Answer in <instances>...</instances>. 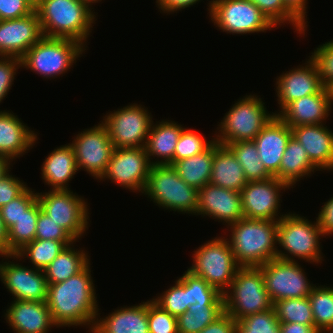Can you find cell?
Returning a JSON list of instances; mask_svg holds the SVG:
<instances>
[{
	"label": "cell",
	"instance_id": "6da1fadb",
	"mask_svg": "<svg viewBox=\"0 0 333 333\" xmlns=\"http://www.w3.org/2000/svg\"><path fill=\"white\" fill-rule=\"evenodd\" d=\"M90 265L63 282L48 284L46 303L57 328L84 325L92 332L100 309Z\"/></svg>",
	"mask_w": 333,
	"mask_h": 333
},
{
	"label": "cell",
	"instance_id": "7a4b0ae2",
	"mask_svg": "<svg viewBox=\"0 0 333 333\" xmlns=\"http://www.w3.org/2000/svg\"><path fill=\"white\" fill-rule=\"evenodd\" d=\"M227 228L231 233L226 239L240 267H258L277 258L278 221L243 217Z\"/></svg>",
	"mask_w": 333,
	"mask_h": 333
},
{
	"label": "cell",
	"instance_id": "3957f363",
	"mask_svg": "<svg viewBox=\"0 0 333 333\" xmlns=\"http://www.w3.org/2000/svg\"><path fill=\"white\" fill-rule=\"evenodd\" d=\"M92 9L80 0H40L35 10L44 36L71 39L87 48L97 20Z\"/></svg>",
	"mask_w": 333,
	"mask_h": 333
},
{
	"label": "cell",
	"instance_id": "277c9868",
	"mask_svg": "<svg viewBox=\"0 0 333 333\" xmlns=\"http://www.w3.org/2000/svg\"><path fill=\"white\" fill-rule=\"evenodd\" d=\"M320 237L325 236L317 219L312 222L299 214L286 212L278 221L277 245L282 248L277 250V258L285 261L301 259L312 264H321L324 256Z\"/></svg>",
	"mask_w": 333,
	"mask_h": 333
},
{
	"label": "cell",
	"instance_id": "5b68a950",
	"mask_svg": "<svg viewBox=\"0 0 333 333\" xmlns=\"http://www.w3.org/2000/svg\"><path fill=\"white\" fill-rule=\"evenodd\" d=\"M255 94L238 99L218 124L215 141L227 145L239 141H253L275 115L268 112L262 98Z\"/></svg>",
	"mask_w": 333,
	"mask_h": 333
},
{
	"label": "cell",
	"instance_id": "8992f818",
	"mask_svg": "<svg viewBox=\"0 0 333 333\" xmlns=\"http://www.w3.org/2000/svg\"><path fill=\"white\" fill-rule=\"evenodd\" d=\"M85 50L77 41L43 36L20 58L21 68L51 80L69 71Z\"/></svg>",
	"mask_w": 333,
	"mask_h": 333
},
{
	"label": "cell",
	"instance_id": "52a82bcc",
	"mask_svg": "<svg viewBox=\"0 0 333 333\" xmlns=\"http://www.w3.org/2000/svg\"><path fill=\"white\" fill-rule=\"evenodd\" d=\"M159 208L196 214L198 190L186 184L170 165H152L143 190Z\"/></svg>",
	"mask_w": 333,
	"mask_h": 333
},
{
	"label": "cell",
	"instance_id": "ba28073f",
	"mask_svg": "<svg viewBox=\"0 0 333 333\" xmlns=\"http://www.w3.org/2000/svg\"><path fill=\"white\" fill-rule=\"evenodd\" d=\"M225 312L236 321L273 308L266 291L261 270L258 267H240L223 293Z\"/></svg>",
	"mask_w": 333,
	"mask_h": 333
},
{
	"label": "cell",
	"instance_id": "9c48e42d",
	"mask_svg": "<svg viewBox=\"0 0 333 333\" xmlns=\"http://www.w3.org/2000/svg\"><path fill=\"white\" fill-rule=\"evenodd\" d=\"M192 259L193 263L187 271L204 279L221 294L230 287L240 268L225 236L212 238L198 247Z\"/></svg>",
	"mask_w": 333,
	"mask_h": 333
},
{
	"label": "cell",
	"instance_id": "30bf717a",
	"mask_svg": "<svg viewBox=\"0 0 333 333\" xmlns=\"http://www.w3.org/2000/svg\"><path fill=\"white\" fill-rule=\"evenodd\" d=\"M208 5L212 23L227 34L243 35L276 29L250 0H211Z\"/></svg>",
	"mask_w": 333,
	"mask_h": 333
},
{
	"label": "cell",
	"instance_id": "8fae6325",
	"mask_svg": "<svg viewBox=\"0 0 333 333\" xmlns=\"http://www.w3.org/2000/svg\"><path fill=\"white\" fill-rule=\"evenodd\" d=\"M152 118L148 108L131 103L108 112L102 122L107 127L114 148H143L153 123Z\"/></svg>",
	"mask_w": 333,
	"mask_h": 333
},
{
	"label": "cell",
	"instance_id": "7c38bea8",
	"mask_svg": "<svg viewBox=\"0 0 333 333\" xmlns=\"http://www.w3.org/2000/svg\"><path fill=\"white\" fill-rule=\"evenodd\" d=\"M41 209L62 226L77 242L89 229V206L86 199L70 190L37 193Z\"/></svg>",
	"mask_w": 333,
	"mask_h": 333
},
{
	"label": "cell",
	"instance_id": "4fadbf2b",
	"mask_svg": "<svg viewBox=\"0 0 333 333\" xmlns=\"http://www.w3.org/2000/svg\"><path fill=\"white\" fill-rule=\"evenodd\" d=\"M258 268L273 303L288 298L308 297L316 285L307 279L304 268L297 261L276 258Z\"/></svg>",
	"mask_w": 333,
	"mask_h": 333
},
{
	"label": "cell",
	"instance_id": "5bb4252c",
	"mask_svg": "<svg viewBox=\"0 0 333 333\" xmlns=\"http://www.w3.org/2000/svg\"><path fill=\"white\" fill-rule=\"evenodd\" d=\"M152 164L143 148H114L105 172L98 180L143 193Z\"/></svg>",
	"mask_w": 333,
	"mask_h": 333
},
{
	"label": "cell",
	"instance_id": "9a60e30c",
	"mask_svg": "<svg viewBox=\"0 0 333 333\" xmlns=\"http://www.w3.org/2000/svg\"><path fill=\"white\" fill-rule=\"evenodd\" d=\"M100 122L74 135L69 143L74 150L78 171L83 169L94 179H99L105 172L114 149L107 127Z\"/></svg>",
	"mask_w": 333,
	"mask_h": 333
},
{
	"label": "cell",
	"instance_id": "2e32d148",
	"mask_svg": "<svg viewBox=\"0 0 333 333\" xmlns=\"http://www.w3.org/2000/svg\"><path fill=\"white\" fill-rule=\"evenodd\" d=\"M4 257L0 263V281L13 295V300L47 302L48 282L43 270L15 262L16 254ZM9 258L13 260L7 262Z\"/></svg>",
	"mask_w": 333,
	"mask_h": 333
},
{
	"label": "cell",
	"instance_id": "e0dca14e",
	"mask_svg": "<svg viewBox=\"0 0 333 333\" xmlns=\"http://www.w3.org/2000/svg\"><path fill=\"white\" fill-rule=\"evenodd\" d=\"M287 189L290 190V187L276 177L247 182L240 191L244 218L279 221L285 215L279 214L280 193Z\"/></svg>",
	"mask_w": 333,
	"mask_h": 333
},
{
	"label": "cell",
	"instance_id": "ac0fdd59",
	"mask_svg": "<svg viewBox=\"0 0 333 333\" xmlns=\"http://www.w3.org/2000/svg\"><path fill=\"white\" fill-rule=\"evenodd\" d=\"M306 62L303 66L299 65L277 76L275 87L281 110L276 111L275 115H278L289 103L304 96L317 94L324 88L316 63L311 57Z\"/></svg>",
	"mask_w": 333,
	"mask_h": 333
},
{
	"label": "cell",
	"instance_id": "d6986e66",
	"mask_svg": "<svg viewBox=\"0 0 333 333\" xmlns=\"http://www.w3.org/2000/svg\"><path fill=\"white\" fill-rule=\"evenodd\" d=\"M39 15L0 21V56L21 58L42 37Z\"/></svg>",
	"mask_w": 333,
	"mask_h": 333
},
{
	"label": "cell",
	"instance_id": "ffe728a7",
	"mask_svg": "<svg viewBox=\"0 0 333 333\" xmlns=\"http://www.w3.org/2000/svg\"><path fill=\"white\" fill-rule=\"evenodd\" d=\"M195 215L216 219L227 227L244 217L240 192L207 183L198 190Z\"/></svg>",
	"mask_w": 333,
	"mask_h": 333
},
{
	"label": "cell",
	"instance_id": "44dd1931",
	"mask_svg": "<svg viewBox=\"0 0 333 333\" xmlns=\"http://www.w3.org/2000/svg\"><path fill=\"white\" fill-rule=\"evenodd\" d=\"M291 136V127L274 115L253 140L266 171L279 180L281 160Z\"/></svg>",
	"mask_w": 333,
	"mask_h": 333
},
{
	"label": "cell",
	"instance_id": "7402d4cb",
	"mask_svg": "<svg viewBox=\"0 0 333 333\" xmlns=\"http://www.w3.org/2000/svg\"><path fill=\"white\" fill-rule=\"evenodd\" d=\"M4 317L14 333H48L57 327L46 302L11 301Z\"/></svg>",
	"mask_w": 333,
	"mask_h": 333
},
{
	"label": "cell",
	"instance_id": "603a6c76",
	"mask_svg": "<svg viewBox=\"0 0 333 333\" xmlns=\"http://www.w3.org/2000/svg\"><path fill=\"white\" fill-rule=\"evenodd\" d=\"M327 88L289 103L278 116L290 127L324 124L332 110ZM325 120V121H324Z\"/></svg>",
	"mask_w": 333,
	"mask_h": 333
},
{
	"label": "cell",
	"instance_id": "cb8c5ba5",
	"mask_svg": "<svg viewBox=\"0 0 333 333\" xmlns=\"http://www.w3.org/2000/svg\"><path fill=\"white\" fill-rule=\"evenodd\" d=\"M325 124L291 127L292 136L306 150L310 161L320 170H333V132Z\"/></svg>",
	"mask_w": 333,
	"mask_h": 333
},
{
	"label": "cell",
	"instance_id": "d4e9b609",
	"mask_svg": "<svg viewBox=\"0 0 333 333\" xmlns=\"http://www.w3.org/2000/svg\"><path fill=\"white\" fill-rule=\"evenodd\" d=\"M38 138L35 131L26 126L15 113L0 110V156L13 162L28 153Z\"/></svg>",
	"mask_w": 333,
	"mask_h": 333
},
{
	"label": "cell",
	"instance_id": "484cf974",
	"mask_svg": "<svg viewBox=\"0 0 333 333\" xmlns=\"http://www.w3.org/2000/svg\"><path fill=\"white\" fill-rule=\"evenodd\" d=\"M97 316L92 333H150L147 301L134 306L118 307L108 316Z\"/></svg>",
	"mask_w": 333,
	"mask_h": 333
},
{
	"label": "cell",
	"instance_id": "4316f807",
	"mask_svg": "<svg viewBox=\"0 0 333 333\" xmlns=\"http://www.w3.org/2000/svg\"><path fill=\"white\" fill-rule=\"evenodd\" d=\"M158 122L152 123L145 150L152 165L172 166L175 147L184 127L172 120ZM151 156L154 159L157 157V160Z\"/></svg>",
	"mask_w": 333,
	"mask_h": 333
},
{
	"label": "cell",
	"instance_id": "83f0119b",
	"mask_svg": "<svg viewBox=\"0 0 333 333\" xmlns=\"http://www.w3.org/2000/svg\"><path fill=\"white\" fill-rule=\"evenodd\" d=\"M56 148L42 163L41 178L50 190H70L68 183L78 171L74 150L69 143Z\"/></svg>",
	"mask_w": 333,
	"mask_h": 333
},
{
	"label": "cell",
	"instance_id": "f1b7e54d",
	"mask_svg": "<svg viewBox=\"0 0 333 333\" xmlns=\"http://www.w3.org/2000/svg\"><path fill=\"white\" fill-rule=\"evenodd\" d=\"M247 182L243 168L233 152L227 146L214 141V158L209 183L240 192Z\"/></svg>",
	"mask_w": 333,
	"mask_h": 333
},
{
	"label": "cell",
	"instance_id": "f546056e",
	"mask_svg": "<svg viewBox=\"0 0 333 333\" xmlns=\"http://www.w3.org/2000/svg\"><path fill=\"white\" fill-rule=\"evenodd\" d=\"M314 171L320 170L310 161L303 146L291 136L280 164V181L293 188L301 178L311 177Z\"/></svg>",
	"mask_w": 333,
	"mask_h": 333
},
{
	"label": "cell",
	"instance_id": "4dcf8cb0",
	"mask_svg": "<svg viewBox=\"0 0 333 333\" xmlns=\"http://www.w3.org/2000/svg\"><path fill=\"white\" fill-rule=\"evenodd\" d=\"M75 243L76 241L66 246L58 256L43 269L48 284L63 282L81 272L90 263L88 252L82 248H74Z\"/></svg>",
	"mask_w": 333,
	"mask_h": 333
},
{
	"label": "cell",
	"instance_id": "1f68e13d",
	"mask_svg": "<svg viewBox=\"0 0 333 333\" xmlns=\"http://www.w3.org/2000/svg\"><path fill=\"white\" fill-rule=\"evenodd\" d=\"M214 158V142L203 152L175 162L172 167L189 186L202 189L209 183Z\"/></svg>",
	"mask_w": 333,
	"mask_h": 333
},
{
	"label": "cell",
	"instance_id": "d6a6232c",
	"mask_svg": "<svg viewBox=\"0 0 333 333\" xmlns=\"http://www.w3.org/2000/svg\"><path fill=\"white\" fill-rule=\"evenodd\" d=\"M224 312V304H192L177 317L178 333H199Z\"/></svg>",
	"mask_w": 333,
	"mask_h": 333
},
{
	"label": "cell",
	"instance_id": "836d02e7",
	"mask_svg": "<svg viewBox=\"0 0 333 333\" xmlns=\"http://www.w3.org/2000/svg\"><path fill=\"white\" fill-rule=\"evenodd\" d=\"M40 210L41 205L37 199L7 231L8 254H16L35 239L36 223Z\"/></svg>",
	"mask_w": 333,
	"mask_h": 333
},
{
	"label": "cell",
	"instance_id": "e575fe53",
	"mask_svg": "<svg viewBox=\"0 0 333 333\" xmlns=\"http://www.w3.org/2000/svg\"><path fill=\"white\" fill-rule=\"evenodd\" d=\"M235 155L243 168L244 176L249 181H263L272 176L261 162L254 141H239L226 145Z\"/></svg>",
	"mask_w": 333,
	"mask_h": 333
},
{
	"label": "cell",
	"instance_id": "d590c367",
	"mask_svg": "<svg viewBox=\"0 0 333 333\" xmlns=\"http://www.w3.org/2000/svg\"><path fill=\"white\" fill-rule=\"evenodd\" d=\"M72 243L74 242L34 239L16 253L15 261L27 258L33 268L43 270L66 246Z\"/></svg>",
	"mask_w": 333,
	"mask_h": 333
},
{
	"label": "cell",
	"instance_id": "8d00e7d4",
	"mask_svg": "<svg viewBox=\"0 0 333 333\" xmlns=\"http://www.w3.org/2000/svg\"><path fill=\"white\" fill-rule=\"evenodd\" d=\"M315 328L320 333H333V287L315 285L308 295Z\"/></svg>",
	"mask_w": 333,
	"mask_h": 333
},
{
	"label": "cell",
	"instance_id": "74e56055",
	"mask_svg": "<svg viewBox=\"0 0 333 333\" xmlns=\"http://www.w3.org/2000/svg\"><path fill=\"white\" fill-rule=\"evenodd\" d=\"M273 308L279 322L315 325L308 297L279 300Z\"/></svg>",
	"mask_w": 333,
	"mask_h": 333
},
{
	"label": "cell",
	"instance_id": "f35d334b",
	"mask_svg": "<svg viewBox=\"0 0 333 333\" xmlns=\"http://www.w3.org/2000/svg\"><path fill=\"white\" fill-rule=\"evenodd\" d=\"M152 300L170 315L178 317L190 306V285L180 277L173 286Z\"/></svg>",
	"mask_w": 333,
	"mask_h": 333
},
{
	"label": "cell",
	"instance_id": "ab89813d",
	"mask_svg": "<svg viewBox=\"0 0 333 333\" xmlns=\"http://www.w3.org/2000/svg\"><path fill=\"white\" fill-rule=\"evenodd\" d=\"M275 26L285 23L294 27L299 36H305L306 26L284 5L283 0H250Z\"/></svg>",
	"mask_w": 333,
	"mask_h": 333
},
{
	"label": "cell",
	"instance_id": "60d3db41",
	"mask_svg": "<svg viewBox=\"0 0 333 333\" xmlns=\"http://www.w3.org/2000/svg\"><path fill=\"white\" fill-rule=\"evenodd\" d=\"M237 333H280V322L274 308L237 321Z\"/></svg>",
	"mask_w": 333,
	"mask_h": 333
},
{
	"label": "cell",
	"instance_id": "b9f144b4",
	"mask_svg": "<svg viewBox=\"0 0 333 333\" xmlns=\"http://www.w3.org/2000/svg\"><path fill=\"white\" fill-rule=\"evenodd\" d=\"M215 138L206 140L202 134L195 130L183 128L180 138L175 147L173 164L179 160L189 158L195 154L205 151L213 142Z\"/></svg>",
	"mask_w": 333,
	"mask_h": 333
},
{
	"label": "cell",
	"instance_id": "7bdbcfd3",
	"mask_svg": "<svg viewBox=\"0 0 333 333\" xmlns=\"http://www.w3.org/2000/svg\"><path fill=\"white\" fill-rule=\"evenodd\" d=\"M190 285V305L198 304H224L223 294L215 287L210 286L204 279H201L189 271L181 276Z\"/></svg>",
	"mask_w": 333,
	"mask_h": 333
},
{
	"label": "cell",
	"instance_id": "ee69618b",
	"mask_svg": "<svg viewBox=\"0 0 333 333\" xmlns=\"http://www.w3.org/2000/svg\"><path fill=\"white\" fill-rule=\"evenodd\" d=\"M33 190V191H32ZM28 187L20 196L0 208V216L8 231L36 200L37 192Z\"/></svg>",
	"mask_w": 333,
	"mask_h": 333
},
{
	"label": "cell",
	"instance_id": "f6af8a7d",
	"mask_svg": "<svg viewBox=\"0 0 333 333\" xmlns=\"http://www.w3.org/2000/svg\"><path fill=\"white\" fill-rule=\"evenodd\" d=\"M150 333H178L177 317L163 310L152 299L147 300Z\"/></svg>",
	"mask_w": 333,
	"mask_h": 333
},
{
	"label": "cell",
	"instance_id": "bcb514c9",
	"mask_svg": "<svg viewBox=\"0 0 333 333\" xmlns=\"http://www.w3.org/2000/svg\"><path fill=\"white\" fill-rule=\"evenodd\" d=\"M311 54L324 87L329 89L333 85V40L319 45Z\"/></svg>",
	"mask_w": 333,
	"mask_h": 333
},
{
	"label": "cell",
	"instance_id": "7dc6e473",
	"mask_svg": "<svg viewBox=\"0 0 333 333\" xmlns=\"http://www.w3.org/2000/svg\"><path fill=\"white\" fill-rule=\"evenodd\" d=\"M35 239L75 242L76 240L62 226L55 223L42 209L36 223Z\"/></svg>",
	"mask_w": 333,
	"mask_h": 333
},
{
	"label": "cell",
	"instance_id": "c3c4849f",
	"mask_svg": "<svg viewBox=\"0 0 333 333\" xmlns=\"http://www.w3.org/2000/svg\"><path fill=\"white\" fill-rule=\"evenodd\" d=\"M20 67V58L0 56V103L9 93Z\"/></svg>",
	"mask_w": 333,
	"mask_h": 333
},
{
	"label": "cell",
	"instance_id": "681fc988",
	"mask_svg": "<svg viewBox=\"0 0 333 333\" xmlns=\"http://www.w3.org/2000/svg\"><path fill=\"white\" fill-rule=\"evenodd\" d=\"M28 186L9 172L0 180V208L20 196Z\"/></svg>",
	"mask_w": 333,
	"mask_h": 333
},
{
	"label": "cell",
	"instance_id": "f907efd6",
	"mask_svg": "<svg viewBox=\"0 0 333 333\" xmlns=\"http://www.w3.org/2000/svg\"><path fill=\"white\" fill-rule=\"evenodd\" d=\"M34 10L26 0H0V20L22 18Z\"/></svg>",
	"mask_w": 333,
	"mask_h": 333
},
{
	"label": "cell",
	"instance_id": "816d5d0a",
	"mask_svg": "<svg viewBox=\"0 0 333 333\" xmlns=\"http://www.w3.org/2000/svg\"><path fill=\"white\" fill-rule=\"evenodd\" d=\"M199 333H237V321L228 313L224 312Z\"/></svg>",
	"mask_w": 333,
	"mask_h": 333
},
{
	"label": "cell",
	"instance_id": "f5cc1de1",
	"mask_svg": "<svg viewBox=\"0 0 333 333\" xmlns=\"http://www.w3.org/2000/svg\"><path fill=\"white\" fill-rule=\"evenodd\" d=\"M318 217H316L321 231L326 236L330 237L333 234V197L328 199L320 208Z\"/></svg>",
	"mask_w": 333,
	"mask_h": 333
},
{
	"label": "cell",
	"instance_id": "db71d44e",
	"mask_svg": "<svg viewBox=\"0 0 333 333\" xmlns=\"http://www.w3.org/2000/svg\"><path fill=\"white\" fill-rule=\"evenodd\" d=\"M201 2V0H156V5L158 6L161 13H177L182 9L189 8L196 3Z\"/></svg>",
	"mask_w": 333,
	"mask_h": 333
},
{
	"label": "cell",
	"instance_id": "11a10c76",
	"mask_svg": "<svg viewBox=\"0 0 333 333\" xmlns=\"http://www.w3.org/2000/svg\"><path fill=\"white\" fill-rule=\"evenodd\" d=\"M284 5L306 26L307 25V0H283Z\"/></svg>",
	"mask_w": 333,
	"mask_h": 333
},
{
	"label": "cell",
	"instance_id": "9f6ffc18",
	"mask_svg": "<svg viewBox=\"0 0 333 333\" xmlns=\"http://www.w3.org/2000/svg\"><path fill=\"white\" fill-rule=\"evenodd\" d=\"M280 333H320L315 325L280 322Z\"/></svg>",
	"mask_w": 333,
	"mask_h": 333
},
{
	"label": "cell",
	"instance_id": "6f0895ef",
	"mask_svg": "<svg viewBox=\"0 0 333 333\" xmlns=\"http://www.w3.org/2000/svg\"><path fill=\"white\" fill-rule=\"evenodd\" d=\"M8 255L7 230L0 216V257Z\"/></svg>",
	"mask_w": 333,
	"mask_h": 333
},
{
	"label": "cell",
	"instance_id": "680465c9",
	"mask_svg": "<svg viewBox=\"0 0 333 333\" xmlns=\"http://www.w3.org/2000/svg\"><path fill=\"white\" fill-rule=\"evenodd\" d=\"M11 165L12 161L9 158L0 156V180L11 171Z\"/></svg>",
	"mask_w": 333,
	"mask_h": 333
},
{
	"label": "cell",
	"instance_id": "91938a15",
	"mask_svg": "<svg viewBox=\"0 0 333 333\" xmlns=\"http://www.w3.org/2000/svg\"><path fill=\"white\" fill-rule=\"evenodd\" d=\"M81 2L87 4L90 8L93 7V3L101 2L102 0H80Z\"/></svg>",
	"mask_w": 333,
	"mask_h": 333
},
{
	"label": "cell",
	"instance_id": "94428289",
	"mask_svg": "<svg viewBox=\"0 0 333 333\" xmlns=\"http://www.w3.org/2000/svg\"><path fill=\"white\" fill-rule=\"evenodd\" d=\"M34 9H36L40 3V0H26Z\"/></svg>",
	"mask_w": 333,
	"mask_h": 333
},
{
	"label": "cell",
	"instance_id": "6125c7cd",
	"mask_svg": "<svg viewBox=\"0 0 333 333\" xmlns=\"http://www.w3.org/2000/svg\"><path fill=\"white\" fill-rule=\"evenodd\" d=\"M330 95H331V104L333 105V85L329 88Z\"/></svg>",
	"mask_w": 333,
	"mask_h": 333
}]
</instances>
